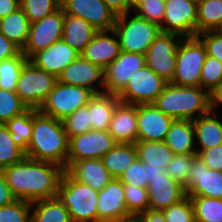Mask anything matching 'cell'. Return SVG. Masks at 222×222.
Wrapping results in <instances>:
<instances>
[{"label":"cell","instance_id":"obj_1","mask_svg":"<svg viewBox=\"0 0 222 222\" xmlns=\"http://www.w3.org/2000/svg\"><path fill=\"white\" fill-rule=\"evenodd\" d=\"M2 171L13 196L32 203L56 197L65 170L52 162L24 157Z\"/></svg>","mask_w":222,"mask_h":222},{"label":"cell","instance_id":"obj_48","mask_svg":"<svg viewBox=\"0 0 222 222\" xmlns=\"http://www.w3.org/2000/svg\"><path fill=\"white\" fill-rule=\"evenodd\" d=\"M197 37L205 45L207 55L222 62V31H206L197 34Z\"/></svg>","mask_w":222,"mask_h":222},{"label":"cell","instance_id":"obj_58","mask_svg":"<svg viewBox=\"0 0 222 222\" xmlns=\"http://www.w3.org/2000/svg\"><path fill=\"white\" fill-rule=\"evenodd\" d=\"M128 1L133 6L138 0H128Z\"/></svg>","mask_w":222,"mask_h":222},{"label":"cell","instance_id":"obj_11","mask_svg":"<svg viewBox=\"0 0 222 222\" xmlns=\"http://www.w3.org/2000/svg\"><path fill=\"white\" fill-rule=\"evenodd\" d=\"M116 142L109 131L89 130L69 138L66 169L75 161L100 159Z\"/></svg>","mask_w":222,"mask_h":222},{"label":"cell","instance_id":"obj_28","mask_svg":"<svg viewBox=\"0 0 222 222\" xmlns=\"http://www.w3.org/2000/svg\"><path fill=\"white\" fill-rule=\"evenodd\" d=\"M216 117L217 114L214 110L192 121L195 130V141L198 139L199 147H201V150H196L197 154L199 151L222 144V121L216 119Z\"/></svg>","mask_w":222,"mask_h":222},{"label":"cell","instance_id":"obj_21","mask_svg":"<svg viewBox=\"0 0 222 222\" xmlns=\"http://www.w3.org/2000/svg\"><path fill=\"white\" fill-rule=\"evenodd\" d=\"M98 221L121 219L131 216L127 210L122 182L117 178L99 191L97 202Z\"/></svg>","mask_w":222,"mask_h":222},{"label":"cell","instance_id":"obj_15","mask_svg":"<svg viewBox=\"0 0 222 222\" xmlns=\"http://www.w3.org/2000/svg\"><path fill=\"white\" fill-rule=\"evenodd\" d=\"M61 7L65 14L84 19L98 31L114 28L117 16L103 0H61Z\"/></svg>","mask_w":222,"mask_h":222},{"label":"cell","instance_id":"obj_20","mask_svg":"<svg viewBox=\"0 0 222 222\" xmlns=\"http://www.w3.org/2000/svg\"><path fill=\"white\" fill-rule=\"evenodd\" d=\"M111 33L109 36L108 34ZM121 47L116 32L98 31L80 53L87 61L100 66L103 70L120 54Z\"/></svg>","mask_w":222,"mask_h":222},{"label":"cell","instance_id":"obj_36","mask_svg":"<svg viewBox=\"0 0 222 222\" xmlns=\"http://www.w3.org/2000/svg\"><path fill=\"white\" fill-rule=\"evenodd\" d=\"M28 59L20 52L17 56L0 62V88L15 91L22 67Z\"/></svg>","mask_w":222,"mask_h":222},{"label":"cell","instance_id":"obj_50","mask_svg":"<svg viewBox=\"0 0 222 222\" xmlns=\"http://www.w3.org/2000/svg\"><path fill=\"white\" fill-rule=\"evenodd\" d=\"M20 52L21 49L0 32V62L3 59L17 56Z\"/></svg>","mask_w":222,"mask_h":222},{"label":"cell","instance_id":"obj_42","mask_svg":"<svg viewBox=\"0 0 222 222\" xmlns=\"http://www.w3.org/2000/svg\"><path fill=\"white\" fill-rule=\"evenodd\" d=\"M133 9L136 16L160 26L165 13V0H138Z\"/></svg>","mask_w":222,"mask_h":222},{"label":"cell","instance_id":"obj_55","mask_svg":"<svg viewBox=\"0 0 222 222\" xmlns=\"http://www.w3.org/2000/svg\"><path fill=\"white\" fill-rule=\"evenodd\" d=\"M210 111L213 112L215 107L222 105V81L209 92Z\"/></svg>","mask_w":222,"mask_h":222},{"label":"cell","instance_id":"obj_24","mask_svg":"<svg viewBox=\"0 0 222 222\" xmlns=\"http://www.w3.org/2000/svg\"><path fill=\"white\" fill-rule=\"evenodd\" d=\"M66 171L77 181L100 191L112 179L101 159H82L73 162Z\"/></svg>","mask_w":222,"mask_h":222},{"label":"cell","instance_id":"obj_27","mask_svg":"<svg viewBox=\"0 0 222 222\" xmlns=\"http://www.w3.org/2000/svg\"><path fill=\"white\" fill-rule=\"evenodd\" d=\"M194 139L192 120L176 119L171 123L164 142L174 154H191L197 153Z\"/></svg>","mask_w":222,"mask_h":222},{"label":"cell","instance_id":"obj_44","mask_svg":"<svg viewBox=\"0 0 222 222\" xmlns=\"http://www.w3.org/2000/svg\"><path fill=\"white\" fill-rule=\"evenodd\" d=\"M222 81V62L207 55L202 66L200 87L210 92Z\"/></svg>","mask_w":222,"mask_h":222},{"label":"cell","instance_id":"obj_5","mask_svg":"<svg viewBox=\"0 0 222 222\" xmlns=\"http://www.w3.org/2000/svg\"><path fill=\"white\" fill-rule=\"evenodd\" d=\"M113 30L118 36L121 51L143 55L161 33L159 25L136 15L130 17L129 13L116 17Z\"/></svg>","mask_w":222,"mask_h":222},{"label":"cell","instance_id":"obj_53","mask_svg":"<svg viewBox=\"0 0 222 222\" xmlns=\"http://www.w3.org/2000/svg\"><path fill=\"white\" fill-rule=\"evenodd\" d=\"M138 222H166L165 215L161 210L147 209L137 215Z\"/></svg>","mask_w":222,"mask_h":222},{"label":"cell","instance_id":"obj_38","mask_svg":"<svg viewBox=\"0 0 222 222\" xmlns=\"http://www.w3.org/2000/svg\"><path fill=\"white\" fill-rule=\"evenodd\" d=\"M28 110L15 91L0 88V124H5Z\"/></svg>","mask_w":222,"mask_h":222},{"label":"cell","instance_id":"obj_18","mask_svg":"<svg viewBox=\"0 0 222 222\" xmlns=\"http://www.w3.org/2000/svg\"><path fill=\"white\" fill-rule=\"evenodd\" d=\"M58 81L73 86H80L91 90L94 94L104 92V72L103 69L79 56L71 62L58 76ZM98 82V83H97ZM97 83L103 87L101 91L95 89Z\"/></svg>","mask_w":222,"mask_h":222},{"label":"cell","instance_id":"obj_7","mask_svg":"<svg viewBox=\"0 0 222 222\" xmlns=\"http://www.w3.org/2000/svg\"><path fill=\"white\" fill-rule=\"evenodd\" d=\"M58 78L38 68L29 60L22 67L15 92L28 109H39Z\"/></svg>","mask_w":222,"mask_h":222},{"label":"cell","instance_id":"obj_16","mask_svg":"<svg viewBox=\"0 0 222 222\" xmlns=\"http://www.w3.org/2000/svg\"><path fill=\"white\" fill-rule=\"evenodd\" d=\"M184 188L187 196L222 199V171L210 170L196 155Z\"/></svg>","mask_w":222,"mask_h":222},{"label":"cell","instance_id":"obj_19","mask_svg":"<svg viewBox=\"0 0 222 222\" xmlns=\"http://www.w3.org/2000/svg\"><path fill=\"white\" fill-rule=\"evenodd\" d=\"M79 56V52L61 39L48 48L33 54L28 60L58 78L63 70Z\"/></svg>","mask_w":222,"mask_h":222},{"label":"cell","instance_id":"obj_43","mask_svg":"<svg viewBox=\"0 0 222 222\" xmlns=\"http://www.w3.org/2000/svg\"><path fill=\"white\" fill-rule=\"evenodd\" d=\"M0 222H31V202L16 199L1 206Z\"/></svg>","mask_w":222,"mask_h":222},{"label":"cell","instance_id":"obj_51","mask_svg":"<svg viewBox=\"0 0 222 222\" xmlns=\"http://www.w3.org/2000/svg\"><path fill=\"white\" fill-rule=\"evenodd\" d=\"M15 200L16 198L13 196L11 189L6 182L4 173L0 170V207L8 205Z\"/></svg>","mask_w":222,"mask_h":222},{"label":"cell","instance_id":"obj_4","mask_svg":"<svg viewBox=\"0 0 222 222\" xmlns=\"http://www.w3.org/2000/svg\"><path fill=\"white\" fill-rule=\"evenodd\" d=\"M98 193L91 186L75 180L65 170L57 197L67 208L73 222H98Z\"/></svg>","mask_w":222,"mask_h":222},{"label":"cell","instance_id":"obj_8","mask_svg":"<svg viewBox=\"0 0 222 222\" xmlns=\"http://www.w3.org/2000/svg\"><path fill=\"white\" fill-rule=\"evenodd\" d=\"M94 93L84 87L56 82L46 100L38 109L42 114L63 120L87 105Z\"/></svg>","mask_w":222,"mask_h":222},{"label":"cell","instance_id":"obj_40","mask_svg":"<svg viewBox=\"0 0 222 222\" xmlns=\"http://www.w3.org/2000/svg\"><path fill=\"white\" fill-rule=\"evenodd\" d=\"M127 210L131 215H138L149 209L147 188H139L130 184H123Z\"/></svg>","mask_w":222,"mask_h":222},{"label":"cell","instance_id":"obj_9","mask_svg":"<svg viewBox=\"0 0 222 222\" xmlns=\"http://www.w3.org/2000/svg\"><path fill=\"white\" fill-rule=\"evenodd\" d=\"M167 83L145 65L132 75L126 87L117 96L125 104L153 103Z\"/></svg>","mask_w":222,"mask_h":222},{"label":"cell","instance_id":"obj_49","mask_svg":"<svg viewBox=\"0 0 222 222\" xmlns=\"http://www.w3.org/2000/svg\"><path fill=\"white\" fill-rule=\"evenodd\" d=\"M197 156L210 170L222 171V144L199 151Z\"/></svg>","mask_w":222,"mask_h":222},{"label":"cell","instance_id":"obj_12","mask_svg":"<svg viewBox=\"0 0 222 222\" xmlns=\"http://www.w3.org/2000/svg\"><path fill=\"white\" fill-rule=\"evenodd\" d=\"M197 0H165L161 32L196 36Z\"/></svg>","mask_w":222,"mask_h":222},{"label":"cell","instance_id":"obj_6","mask_svg":"<svg viewBox=\"0 0 222 222\" xmlns=\"http://www.w3.org/2000/svg\"><path fill=\"white\" fill-rule=\"evenodd\" d=\"M206 56L205 45L197 36L183 38L177 48L175 72L170 83L200 87L201 70Z\"/></svg>","mask_w":222,"mask_h":222},{"label":"cell","instance_id":"obj_37","mask_svg":"<svg viewBox=\"0 0 222 222\" xmlns=\"http://www.w3.org/2000/svg\"><path fill=\"white\" fill-rule=\"evenodd\" d=\"M25 152L14 142L4 124H0V170L20 162Z\"/></svg>","mask_w":222,"mask_h":222},{"label":"cell","instance_id":"obj_13","mask_svg":"<svg viewBox=\"0 0 222 222\" xmlns=\"http://www.w3.org/2000/svg\"><path fill=\"white\" fill-rule=\"evenodd\" d=\"M64 11L62 7L41 20L30 24L26 45L21 52L29 59L38 51L62 39Z\"/></svg>","mask_w":222,"mask_h":222},{"label":"cell","instance_id":"obj_31","mask_svg":"<svg viewBox=\"0 0 222 222\" xmlns=\"http://www.w3.org/2000/svg\"><path fill=\"white\" fill-rule=\"evenodd\" d=\"M30 24L24 11L19 8L0 19V32L22 50L28 39Z\"/></svg>","mask_w":222,"mask_h":222},{"label":"cell","instance_id":"obj_29","mask_svg":"<svg viewBox=\"0 0 222 222\" xmlns=\"http://www.w3.org/2000/svg\"><path fill=\"white\" fill-rule=\"evenodd\" d=\"M136 158L137 149L135 143H116L100 159L112 178L119 179Z\"/></svg>","mask_w":222,"mask_h":222},{"label":"cell","instance_id":"obj_14","mask_svg":"<svg viewBox=\"0 0 222 222\" xmlns=\"http://www.w3.org/2000/svg\"><path fill=\"white\" fill-rule=\"evenodd\" d=\"M146 65L145 55L121 51L104 70V92L118 95L132 75Z\"/></svg>","mask_w":222,"mask_h":222},{"label":"cell","instance_id":"obj_52","mask_svg":"<svg viewBox=\"0 0 222 222\" xmlns=\"http://www.w3.org/2000/svg\"><path fill=\"white\" fill-rule=\"evenodd\" d=\"M104 3L116 14V16L129 13L133 6L128 0H103Z\"/></svg>","mask_w":222,"mask_h":222},{"label":"cell","instance_id":"obj_56","mask_svg":"<svg viewBox=\"0 0 222 222\" xmlns=\"http://www.w3.org/2000/svg\"><path fill=\"white\" fill-rule=\"evenodd\" d=\"M146 173L148 185L152 183V180L162 177L163 174H166V169L162 167H154L150 164H146Z\"/></svg>","mask_w":222,"mask_h":222},{"label":"cell","instance_id":"obj_39","mask_svg":"<svg viewBox=\"0 0 222 222\" xmlns=\"http://www.w3.org/2000/svg\"><path fill=\"white\" fill-rule=\"evenodd\" d=\"M61 7V0H20V8L30 23L41 20Z\"/></svg>","mask_w":222,"mask_h":222},{"label":"cell","instance_id":"obj_17","mask_svg":"<svg viewBox=\"0 0 222 222\" xmlns=\"http://www.w3.org/2000/svg\"><path fill=\"white\" fill-rule=\"evenodd\" d=\"M173 121L153 103L137 104V140L164 141Z\"/></svg>","mask_w":222,"mask_h":222},{"label":"cell","instance_id":"obj_35","mask_svg":"<svg viewBox=\"0 0 222 222\" xmlns=\"http://www.w3.org/2000/svg\"><path fill=\"white\" fill-rule=\"evenodd\" d=\"M14 142L26 152L27 146L32 137L33 109H28L23 114L12 118L4 124Z\"/></svg>","mask_w":222,"mask_h":222},{"label":"cell","instance_id":"obj_34","mask_svg":"<svg viewBox=\"0 0 222 222\" xmlns=\"http://www.w3.org/2000/svg\"><path fill=\"white\" fill-rule=\"evenodd\" d=\"M190 198L195 222H222V199L204 196H188Z\"/></svg>","mask_w":222,"mask_h":222},{"label":"cell","instance_id":"obj_30","mask_svg":"<svg viewBox=\"0 0 222 222\" xmlns=\"http://www.w3.org/2000/svg\"><path fill=\"white\" fill-rule=\"evenodd\" d=\"M31 222H73L67 208L58 197L31 203Z\"/></svg>","mask_w":222,"mask_h":222},{"label":"cell","instance_id":"obj_32","mask_svg":"<svg viewBox=\"0 0 222 222\" xmlns=\"http://www.w3.org/2000/svg\"><path fill=\"white\" fill-rule=\"evenodd\" d=\"M137 157L145 164L166 169L175 155L164 141L137 140Z\"/></svg>","mask_w":222,"mask_h":222},{"label":"cell","instance_id":"obj_46","mask_svg":"<svg viewBox=\"0 0 222 222\" xmlns=\"http://www.w3.org/2000/svg\"><path fill=\"white\" fill-rule=\"evenodd\" d=\"M162 211L166 222H195L193 207L188 196Z\"/></svg>","mask_w":222,"mask_h":222},{"label":"cell","instance_id":"obj_47","mask_svg":"<svg viewBox=\"0 0 222 222\" xmlns=\"http://www.w3.org/2000/svg\"><path fill=\"white\" fill-rule=\"evenodd\" d=\"M147 173L146 164L143 163L138 157L121 175L119 180L122 184H130L139 188H147Z\"/></svg>","mask_w":222,"mask_h":222},{"label":"cell","instance_id":"obj_23","mask_svg":"<svg viewBox=\"0 0 222 222\" xmlns=\"http://www.w3.org/2000/svg\"><path fill=\"white\" fill-rule=\"evenodd\" d=\"M108 131L116 143H136L137 105L120 102L113 112Z\"/></svg>","mask_w":222,"mask_h":222},{"label":"cell","instance_id":"obj_26","mask_svg":"<svg viewBox=\"0 0 222 222\" xmlns=\"http://www.w3.org/2000/svg\"><path fill=\"white\" fill-rule=\"evenodd\" d=\"M98 30L80 17L64 13L62 40L81 53Z\"/></svg>","mask_w":222,"mask_h":222},{"label":"cell","instance_id":"obj_41","mask_svg":"<svg viewBox=\"0 0 222 222\" xmlns=\"http://www.w3.org/2000/svg\"><path fill=\"white\" fill-rule=\"evenodd\" d=\"M196 155L197 153L175 154L166 167V173L184 186Z\"/></svg>","mask_w":222,"mask_h":222},{"label":"cell","instance_id":"obj_22","mask_svg":"<svg viewBox=\"0 0 222 222\" xmlns=\"http://www.w3.org/2000/svg\"><path fill=\"white\" fill-rule=\"evenodd\" d=\"M149 209L163 210L183 200L187 193L184 186L172 179L167 173L152 180L147 187Z\"/></svg>","mask_w":222,"mask_h":222},{"label":"cell","instance_id":"obj_3","mask_svg":"<svg viewBox=\"0 0 222 222\" xmlns=\"http://www.w3.org/2000/svg\"><path fill=\"white\" fill-rule=\"evenodd\" d=\"M153 104L174 120H195L210 111L209 92L202 87L168 82Z\"/></svg>","mask_w":222,"mask_h":222},{"label":"cell","instance_id":"obj_25","mask_svg":"<svg viewBox=\"0 0 222 222\" xmlns=\"http://www.w3.org/2000/svg\"><path fill=\"white\" fill-rule=\"evenodd\" d=\"M120 102L117 95L106 92L95 93L86 105L89 128L108 131L113 112Z\"/></svg>","mask_w":222,"mask_h":222},{"label":"cell","instance_id":"obj_45","mask_svg":"<svg viewBox=\"0 0 222 222\" xmlns=\"http://www.w3.org/2000/svg\"><path fill=\"white\" fill-rule=\"evenodd\" d=\"M64 131L66 132L68 138L88 132L91 130L89 128V118H88V108L84 106L79 108L71 115H68L62 120Z\"/></svg>","mask_w":222,"mask_h":222},{"label":"cell","instance_id":"obj_2","mask_svg":"<svg viewBox=\"0 0 222 222\" xmlns=\"http://www.w3.org/2000/svg\"><path fill=\"white\" fill-rule=\"evenodd\" d=\"M68 144L62 121L33 109L32 137L25 157L52 162L66 170Z\"/></svg>","mask_w":222,"mask_h":222},{"label":"cell","instance_id":"obj_54","mask_svg":"<svg viewBox=\"0 0 222 222\" xmlns=\"http://www.w3.org/2000/svg\"><path fill=\"white\" fill-rule=\"evenodd\" d=\"M20 8V0H0V19Z\"/></svg>","mask_w":222,"mask_h":222},{"label":"cell","instance_id":"obj_33","mask_svg":"<svg viewBox=\"0 0 222 222\" xmlns=\"http://www.w3.org/2000/svg\"><path fill=\"white\" fill-rule=\"evenodd\" d=\"M222 29V0H197L196 36Z\"/></svg>","mask_w":222,"mask_h":222},{"label":"cell","instance_id":"obj_10","mask_svg":"<svg viewBox=\"0 0 222 222\" xmlns=\"http://www.w3.org/2000/svg\"><path fill=\"white\" fill-rule=\"evenodd\" d=\"M184 37L161 32L145 53L146 65L167 82L173 78L177 48Z\"/></svg>","mask_w":222,"mask_h":222},{"label":"cell","instance_id":"obj_57","mask_svg":"<svg viewBox=\"0 0 222 222\" xmlns=\"http://www.w3.org/2000/svg\"><path fill=\"white\" fill-rule=\"evenodd\" d=\"M98 222H138V218L136 215H131L121 219L101 220Z\"/></svg>","mask_w":222,"mask_h":222}]
</instances>
